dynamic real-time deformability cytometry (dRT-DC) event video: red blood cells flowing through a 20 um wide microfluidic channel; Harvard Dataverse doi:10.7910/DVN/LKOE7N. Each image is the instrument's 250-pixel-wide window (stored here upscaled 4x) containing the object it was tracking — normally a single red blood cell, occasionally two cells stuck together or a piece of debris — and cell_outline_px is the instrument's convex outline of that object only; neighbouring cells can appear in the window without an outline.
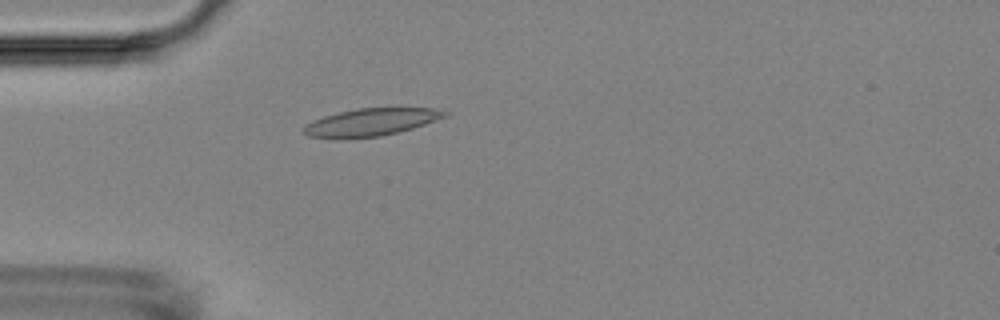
{"species": "Egyptian fruit bat (a non-hibernating species)", "species_latin": "Rousettus aegyptiacus", "temperature_condition": "room temperature", "stored_images_in_passage": 35, "camera_frame_rate_fps": 3000, "um_per_image_px": 0.085, "animal": {"sex": "female"}, "frame": {"image": 1, "passage_image": 1, "time_ms": 0.0, "image_size_px": [1000, 320], "cell_outline_px": [[452, 112], [448, 116], [412, 128], [380, 136], [344, 140], [308, 136], [300, 132], [300, 128], [304, 124], [312, 120], [324, 116], [356, 108], [432, 108]], "centroid_in_image_um": [31.45, 10.4], "position_along_channel_um": 53.6, "area_um2": 23.06}}
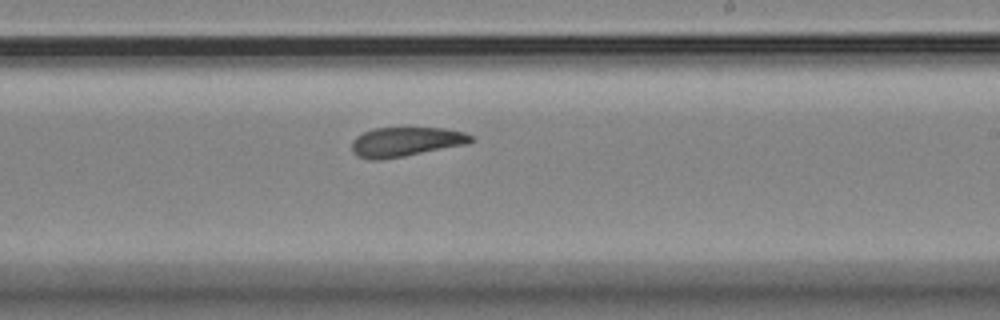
{"frame": {"image": 2, "passage_image": 18, "time_ms": 5.667, "image_size_px": [1000, 320], "cell_outline_px": [[476, 140], [468, 144], [404, 156], [380, 160], [368, 160], [356, 156], [352, 152], [352, 140], [356, 136], [364, 132], [376, 128], [444, 128], [464, 132], [472, 136]], "centroid_in_image_um": [34.49, 12.06], "position_along_channel_um": 254.5, "area_um2": 20.58}}
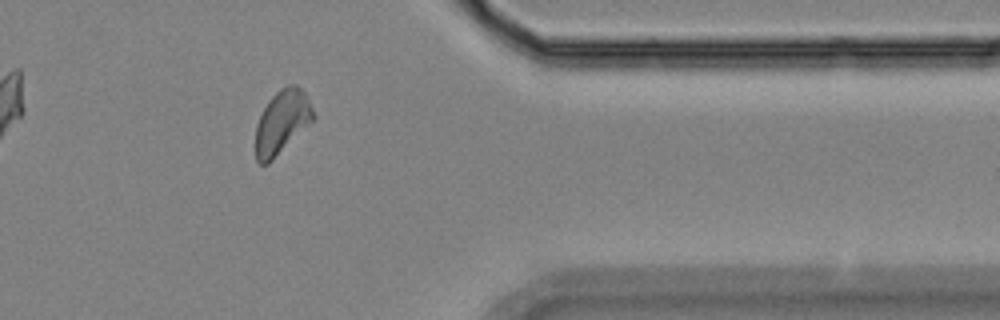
{"frame": {"image": 3, "passage_image": 30, "time_ms": 9.667, "image_size_px": [1000, 320], "cell_outline_px": [[316, 116], [268, 164], [260, 164], [256, 160], [256, 124], [268, 100], [280, 88], [292, 84], [296, 84], [304, 92]], "centroid_in_image_um": [23.94, 10.35], "position_along_channel_um": 387.5, "area_um2": 20.87}, "authors_computed_cell_mechanics": {"area_um2": 21.097, "velocity_mm_per_s": 3.6868, "shape_relaxation_time_tau1_ms": null, "shape_relaxation_time_tau2_ms": 3.1499, "deformation_change_tau1": null, "deformation_change_tau2": 0.0949}}